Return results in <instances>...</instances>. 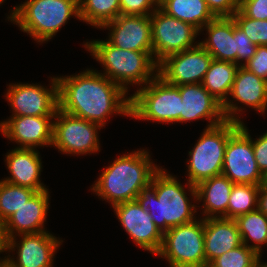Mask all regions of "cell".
<instances>
[{
    "label": "cell",
    "instance_id": "obj_1",
    "mask_svg": "<svg viewBox=\"0 0 267 267\" xmlns=\"http://www.w3.org/2000/svg\"><path fill=\"white\" fill-rule=\"evenodd\" d=\"M56 78L60 110L101 127L112 113L130 117V97L100 72L86 69L74 76Z\"/></svg>",
    "mask_w": 267,
    "mask_h": 267
},
{
    "label": "cell",
    "instance_id": "obj_2",
    "mask_svg": "<svg viewBox=\"0 0 267 267\" xmlns=\"http://www.w3.org/2000/svg\"><path fill=\"white\" fill-rule=\"evenodd\" d=\"M160 169L151 159L149 152L132 151L115 159L96 180L91 188L95 194L114 205L134 201L150 186L153 175Z\"/></svg>",
    "mask_w": 267,
    "mask_h": 267
},
{
    "label": "cell",
    "instance_id": "obj_3",
    "mask_svg": "<svg viewBox=\"0 0 267 267\" xmlns=\"http://www.w3.org/2000/svg\"><path fill=\"white\" fill-rule=\"evenodd\" d=\"M162 234L170 228L194 221L196 205H192L184 186L162 167L153 175L151 184L137 197Z\"/></svg>",
    "mask_w": 267,
    "mask_h": 267
},
{
    "label": "cell",
    "instance_id": "obj_4",
    "mask_svg": "<svg viewBox=\"0 0 267 267\" xmlns=\"http://www.w3.org/2000/svg\"><path fill=\"white\" fill-rule=\"evenodd\" d=\"M84 46L104 65L105 73L101 74L119 85L127 94L128 84L146 85L157 75L158 64L149 52L124 50L108 40H92L84 43Z\"/></svg>",
    "mask_w": 267,
    "mask_h": 267
},
{
    "label": "cell",
    "instance_id": "obj_5",
    "mask_svg": "<svg viewBox=\"0 0 267 267\" xmlns=\"http://www.w3.org/2000/svg\"><path fill=\"white\" fill-rule=\"evenodd\" d=\"M79 17V0H27L8 16L37 42L50 40L71 17Z\"/></svg>",
    "mask_w": 267,
    "mask_h": 267
},
{
    "label": "cell",
    "instance_id": "obj_6",
    "mask_svg": "<svg viewBox=\"0 0 267 267\" xmlns=\"http://www.w3.org/2000/svg\"><path fill=\"white\" fill-rule=\"evenodd\" d=\"M240 127V123L225 120L221 124L206 127L193 150L189 152L188 190L197 201L196 185L222 173L224 153L228 138Z\"/></svg>",
    "mask_w": 267,
    "mask_h": 267
},
{
    "label": "cell",
    "instance_id": "obj_7",
    "mask_svg": "<svg viewBox=\"0 0 267 267\" xmlns=\"http://www.w3.org/2000/svg\"><path fill=\"white\" fill-rule=\"evenodd\" d=\"M130 97V116L154 122H180L181 95L179 87L156 75Z\"/></svg>",
    "mask_w": 267,
    "mask_h": 267
},
{
    "label": "cell",
    "instance_id": "obj_8",
    "mask_svg": "<svg viewBox=\"0 0 267 267\" xmlns=\"http://www.w3.org/2000/svg\"><path fill=\"white\" fill-rule=\"evenodd\" d=\"M157 256L166 258L170 267H205L204 218L165 232Z\"/></svg>",
    "mask_w": 267,
    "mask_h": 267
},
{
    "label": "cell",
    "instance_id": "obj_9",
    "mask_svg": "<svg viewBox=\"0 0 267 267\" xmlns=\"http://www.w3.org/2000/svg\"><path fill=\"white\" fill-rule=\"evenodd\" d=\"M53 120L52 146L63 154H88L99 151L100 125L68 114L58 108Z\"/></svg>",
    "mask_w": 267,
    "mask_h": 267
},
{
    "label": "cell",
    "instance_id": "obj_10",
    "mask_svg": "<svg viewBox=\"0 0 267 267\" xmlns=\"http://www.w3.org/2000/svg\"><path fill=\"white\" fill-rule=\"evenodd\" d=\"M153 59L158 64L169 55L191 49L199 30L167 15L159 7L151 14Z\"/></svg>",
    "mask_w": 267,
    "mask_h": 267
},
{
    "label": "cell",
    "instance_id": "obj_11",
    "mask_svg": "<svg viewBox=\"0 0 267 267\" xmlns=\"http://www.w3.org/2000/svg\"><path fill=\"white\" fill-rule=\"evenodd\" d=\"M221 174L234 184L260 186L263 182V174L255 160L252 139L243 122L228 138Z\"/></svg>",
    "mask_w": 267,
    "mask_h": 267
},
{
    "label": "cell",
    "instance_id": "obj_12",
    "mask_svg": "<svg viewBox=\"0 0 267 267\" xmlns=\"http://www.w3.org/2000/svg\"><path fill=\"white\" fill-rule=\"evenodd\" d=\"M51 88L35 84H11L6 93L12 117L17 116H55L59 108L58 81L51 79Z\"/></svg>",
    "mask_w": 267,
    "mask_h": 267
},
{
    "label": "cell",
    "instance_id": "obj_13",
    "mask_svg": "<svg viewBox=\"0 0 267 267\" xmlns=\"http://www.w3.org/2000/svg\"><path fill=\"white\" fill-rule=\"evenodd\" d=\"M212 56L200 45L167 56L158 63L157 75L171 85L202 82Z\"/></svg>",
    "mask_w": 267,
    "mask_h": 267
},
{
    "label": "cell",
    "instance_id": "obj_14",
    "mask_svg": "<svg viewBox=\"0 0 267 267\" xmlns=\"http://www.w3.org/2000/svg\"><path fill=\"white\" fill-rule=\"evenodd\" d=\"M113 209L135 244L157 255L162 246L163 234L156 227L147 210H144L136 200L114 205Z\"/></svg>",
    "mask_w": 267,
    "mask_h": 267
},
{
    "label": "cell",
    "instance_id": "obj_15",
    "mask_svg": "<svg viewBox=\"0 0 267 267\" xmlns=\"http://www.w3.org/2000/svg\"><path fill=\"white\" fill-rule=\"evenodd\" d=\"M18 236L22 237L19 243L16 242V237H13L8 238L7 245L8 251H15L17 247V261L8 255L5 264L9 267H52L53 256L62 241L48 231Z\"/></svg>",
    "mask_w": 267,
    "mask_h": 267
},
{
    "label": "cell",
    "instance_id": "obj_16",
    "mask_svg": "<svg viewBox=\"0 0 267 267\" xmlns=\"http://www.w3.org/2000/svg\"><path fill=\"white\" fill-rule=\"evenodd\" d=\"M101 28L111 31L108 41L112 45L124 50L149 52L153 56L151 15L120 14Z\"/></svg>",
    "mask_w": 267,
    "mask_h": 267
},
{
    "label": "cell",
    "instance_id": "obj_17",
    "mask_svg": "<svg viewBox=\"0 0 267 267\" xmlns=\"http://www.w3.org/2000/svg\"><path fill=\"white\" fill-rule=\"evenodd\" d=\"M54 116H17L0 123L2 134L18 143L17 148L35 149L52 145Z\"/></svg>",
    "mask_w": 267,
    "mask_h": 267
},
{
    "label": "cell",
    "instance_id": "obj_18",
    "mask_svg": "<svg viewBox=\"0 0 267 267\" xmlns=\"http://www.w3.org/2000/svg\"><path fill=\"white\" fill-rule=\"evenodd\" d=\"M181 95L180 122H187L207 118L208 127L221 124L226 119L222 104L216 100L205 88L199 84L178 85Z\"/></svg>",
    "mask_w": 267,
    "mask_h": 267
},
{
    "label": "cell",
    "instance_id": "obj_19",
    "mask_svg": "<svg viewBox=\"0 0 267 267\" xmlns=\"http://www.w3.org/2000/svg\"><path fill=\"white\" fill-rule=\"evenodd\" d=\"M238 68L239 65L234 62L213 59L201 84L222 104L226 120L241 123L242 121L237 116V112L242 111V109L233 103V100L231 101L227 98L228 94L230 95Z\"/></svg>",
    "mask_w": 267,
    "mask_h": 267
},
{
    "label": "cell",
    "instance_id": "obj_20",
    "mask_svg": "<svg viewBox=\"0 0 267 267\" xmlns=\"http://www.w3.org/2000/svg\"><path fill=\"white\" fill-rule=\"evenodd\" d=\"M49 196L48 190L36 192L4 222L7 239L16 237V234H35L46 231L43 225L49 209Z\"/></svg>",
    "mask_w": 267,
    "mask_h": 267
},
{
    "label": "cell",
    "instance_id": "obj_21",
    "mask_svg": "<svg viewBox=\"0 0 267 267\" xmlns=\"http://www.w3.org/2000/svg\"><path fill=\"white\" fill-rule=\"evenodd\" d=\"M6 166L11 174L3 179L13 185L27 187L36 192L48 190L39 177L42 163L35 149L15 148L6 155Z\"/></svg>",
    "mask_w": 267,
    "mask_h": 267
},
{
    "label": "cell",
    "instance_id": "obj_22",
    "mask_svg": "<svg viewBox=\"0 0 267 267\" xmlns=\"http://www.w3.org/2000/svg\"><path fill=\"white\" fill-rule=\"evenodd\" d=\"M242 245L234 219L222 217L204 219V249L206 267L217 257Z\"/></svg>",
    "mask_w": 267,
    "mask_h": 267
},
{
    "label": "cell",
    "instance_id": "obj_23",
    "mask_svg": "<svg viewBox=\"0 0 267 267\" xmlns=\"http://www.w3.org/2000/svg\"><path fill=\"white\" fill-rule=\"evenodd\" d=\"M206 29L208 38L198 42L214 60L236 64V24L232 17L214 18L199 32Z\"/></svg>",
    "mask_w": 267,
    "mask_h": 267
},
{
    "label": "cell",
    "instance_id": "obj_24",
    "mask_svg": "<svg viewBox=\"0 0 267 267\" xmlns=\"http://www.w3.org/2000/svg\"><path fill=\"white\" fill-rule=\"evenodd\" d=\"M233 186L234 183L223 174L203 180L195 186L197 200L204 202V219L217 217L227 219L228 201Z\"/></svg>",
    "mask_w": 267,
    "mask_h": 267
},
{
    "label": "cell",
    "instance_id": "obj_25",
    "mask_svg": "<svg viewBox=\"0 0 267 267\" xmlns=\"http://www.w3.org/2000/svg\"><path fill=\"white\" fill-rule=\"evenodd\" d=\"M230 96L264 114L267 108V81L239 66Z\"/></svg>",
    "mask_w": 267,
    "mask_h": 267
},
{
    "label": "cell",
    "instance_id": "obj_26",
    "mask_svg": "<svg viewBox=\"0 0 267 267\" xmlns=\"http://www.w3.org/2000/svg\"><path fill=\"white\" fill-rule=\"evenodd\" d=\"M159 8L169 16L190 23L199 31L215 18L205 0H159Z\"/></svg>",
    "mask_w": 267,
    "mask_h": 267
},
{
    "label": "cell",
    "instance_id": "obj_27",
    "mask_svg": "<svg viewBox=\"0 0 267 267\" xmlns=\"http://www.w3.org/2000/svg\"><path fill=\"white\" fill-rule=\"evenodd\" d=\"M234 220L240 232L242 244L261 255L262 244L267 246V216L257 208ZM249 240L253 242V245H248Z\"/></svg>",
    "mask_w": 267,
    "mask_h": 267
},
{
    "label": "cell",
    "instance_id": "obj_28",
    "mask_svg": "<svg viewBox=\"0 0 267 267\" xmlns=\"http://www.w3.org/2000/svg\"><path fill=\"white\" fill-rule=\"evenodd\" d=\"M120 14V0H79V20L97 28Z\"/></svg>",
    "mask_w": 267,
    "mask_h": 267
},
{
    "label": "cell",
    "instance_id": "obj_29",
    "mask_svg": "<svg viewBox=\"0 0 267 267\" xmlns=\"http://www.w3.org/2000/svg\"><path fill=\"white\" fill-rule=\"evenodd\" d=\"M260 186L251 184H234L227 208V219L249 213L257 209Z\"/></svg>",
    "mask_w": 267,
    "mask_h": 267
},
{
    "label": "cell",
    "instance_id": "obj_30",
    "mask_svg": "<svg viewBox=\"0 0 267 267\" xmlns=\"http://www.w3.org/2000/svg\"><path fill=\"white\" fill-rule=\"evenodd\" d=\"M35 193L36 191L30 188L0 181V220L5 222Z\"/></svg>",
    "mask_w": 267,
    "mask_h": 267
},
{
    "label": "cell",
    "instance_id": "obj_31",
    "mask_svg": "<svg viewBox=\"0 0 267 267\" xmlns=\"http://www.w3.org/2000/svg\"><path fill=\"white\" fill-rule=\"evenodd\" d=\"M261 256L255 250L242 244L233 250L223 253L207 267H254Z\"/></svg>",
    "mask_w": 267,
    "mask_h": 267
},
{
    "label": "cell",
    "instance_id": "obj_32",
    "mask_svg": "<svg viewBox=\"0 0 267 267\" xmlns=\"http://www.w3.org/2000/svg\"><path fill=\"white\" fill-rule=\"evenodd\" d=\"M235 24L246 33L255 45H267V20H255L237 10L232 16Z\"/></svg>",
    "mask_w": 267,
    "mask_h": 267
},
{
    "label": "cell",
    "instance_id": "obj_33",
    "mask_svg": "<svg viewBox=\"0 0 267 267\" xmlns=\"http://www.w3.org/2000/svg\"><path fill=\"white\" fill-rule=\"evenodd\" d=\"M158 7L159 0H120L123 15H151Z\"/></svg>",
    "mask_w": 267,
    "mask_h": 267
},
{
    "label": "cell",
    "instance_id": "obj_34",
    "mask_svg": "<svg viewBox=\"0 0 267 267\" xmlns=\"http://www.w3.org/2000/svg\"><path fill=\"white\" fill-rule=\"evenodd\" d=\"M257 45L252 43L244 31L236 25V64L243 66L255 54ZM244 60V63H239Z\"/></svg>",
    "mask_w": 267,
    "mask_h": 267
},
{
    "label": "cell",
    "instance_id": "obj_35",
    "mask_svg": "<svg viewBox=\"0 0 267 267\" xmlns=\"http://www.w3.org/2000/svg\"><path fill=\"white\" fill-rule=\"evenodd\" d=\"M243 67L267 81V45H258L253 57Z\"/></svg>",
    "mask_w": 267,
    "mask_h": 267
},
{
    "label": "cell",
    "instance_id": "obj_36",
    "mask_svg": "<svg viewBox=\"0 0 267 267\" xmlns=\"http://www.w3.org/2000/svg\"><path fill=\"white\" fill-rule=\"evenodd\" d=\"M238 10L246 17L267 20V0H239Z\"/></svg>",
    "mask_w": 267,
    "mask_h": 267
},
{
    "label": "cell",
    "instance_id": "obj_37",
    "mask_svg": "<svg viewBox=\"0 0 267 267\" xmlns=\"http://www.w3.org/2000/svg\"><path fill=\"white\" fill-rule=\"evenodd\" d=\"M215 18L232 17L239 9V0H205Z\"/></svg>",
    "mask_w": 267,
    "mask_h": 267
},
{
    "label": "cell",
    "instance_id": "obj_38",
    "mask_svg": "<svg viewBox=\"0 0 267 267\" xmlns=\"http://www.w3.org/2000/svg\"><path fill=\"white\" fill-rule=\"evenodd\" d=\"M252 146L258 169L264 175L267 172V132L252 141Z\"/></svg>",
    "mask_w": 267,
    "mask_h": 267
},
{
    "label": "cell",
    "instance_id": "obj_39",
    "mask_svg": "<svg viewBox=\"0 0 267 267\" xmlns=\"http://www.w3.org/2000/svg\"><path fill=\"white\" fill-rule=\"evenodd\" d=\"M257 208L267 216V185H260Z\"/></svg>",
    "mask_w": 267,
    "mask_h": 267
},
{
    "label": "cell",
    "instance_id": "obj_40",
    "mask_svg": "<svg viewBox=\"0 0 267 267\" xmlns=\"http://www.w3.org/2000/svg\"><path fill=\"white\" fill-rule=\"evenodd\" d=\"M7 245H8V239L5 234V225L4 222L0 220V253L6 252L7 250ZM5 258L0 260V264L5 262Z\"/></svg>",
    "mask_w": 267,
    "mask_h": 267
},
{
    "label": "cell",
    "instance_id": "obj_41",
    "mask_svg": "<svg viewBox=\"0 0 267 267\" xmlns=\"http://www.w3.org/2000/svg\"><path fill=\"white\" fill-rule=\"evenodd\" d=\"M254 267H267V263H263L262 264V262H260V260L255 264V266Z\"/></svg>",
    "mask_w": 267,
    "mask_h": 267
},
{
    "label": "cell",
    "instance_id": "obj_42",
    "mask_svg": "<svg viewBox=\"0 0 267 267\" xmlns=\"http://www.w3.org/2000/svg\"><path fill=\"white\" fill-rule=\"evenodd\" d=\"M262 185H267V172L263 175Z\"/></svg>",
    "mask_w": 267,
    "mask_h": 267
},
{
    "label": "cell",
    "instance_id": "obj_43",
    "mask_svg": "<svg viewBox=\"0 0 267 267\" xmlns=\"http://www.w3.org/2000/svg\"><path fill=\"white\" fill-rule=\"evenodd\" d=\"M0 267H9V266L7 264H5V263H1Z\"/></svg>",
    "mask_w": 267,
    "mask_h": 267
}]
</instances>
